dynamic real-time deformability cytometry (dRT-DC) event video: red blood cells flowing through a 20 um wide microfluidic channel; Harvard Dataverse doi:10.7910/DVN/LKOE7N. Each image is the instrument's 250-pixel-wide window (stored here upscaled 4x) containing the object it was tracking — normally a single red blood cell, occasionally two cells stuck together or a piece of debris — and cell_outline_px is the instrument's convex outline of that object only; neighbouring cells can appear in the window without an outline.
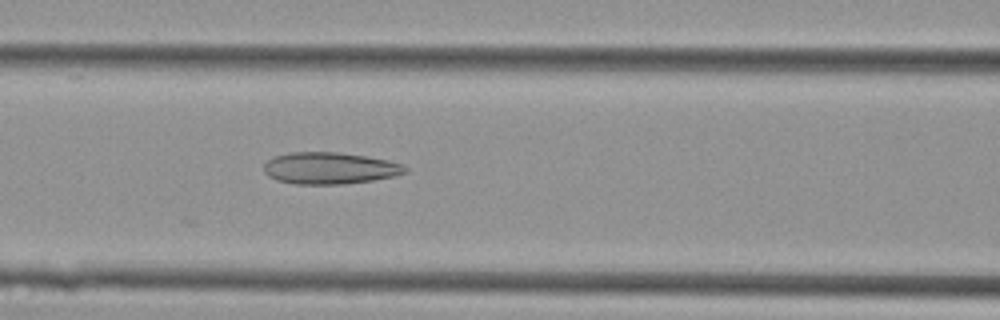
{"species": "Egyptian fruit bat (a non-hibernating species)", "species_latin": "Rousettus aegyptiacus", "temperature_condition": "cold", "stored_images_in_passage": 43, "camera_frame_rate_fps": 3000, "um_per_image_px": 0.085, "animal": {"sex": "female"}, "frame": {"image": 1, "passage_image": 18, "time_ms": 5.667, "image_size_px": [1000, 320], "cell_outline_px": [[408, 172], [396, 176], [372, 180], [344, 184], [296, 184], [276, 180], [268, 176], [264, 172], [264, 164], [268, 160], [276, 156], [288, 152], [336, 152], [364, 156], [388, 160], [404, 164], [408, 168]], "centroid_in_image_um": [28.05, 14.3], "position_along_channel_um": 138.6, "area_um2": 26.24}}
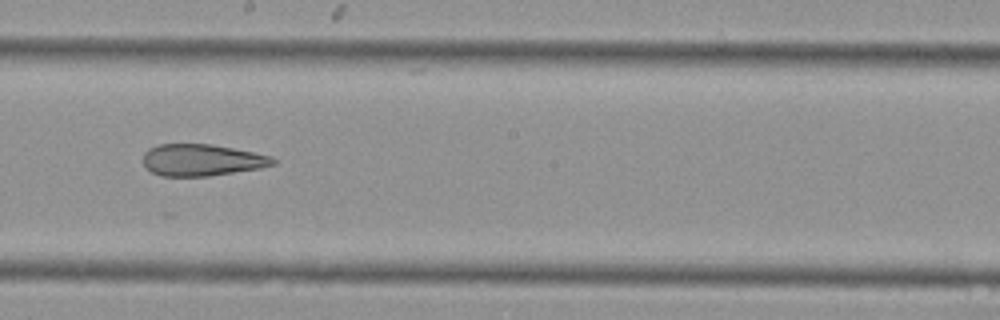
{"frame": {"image": 2, "passage_image": 24, "time_ms": 7.667, "image_size_px": [1000, 320], "cell_outline_px": [[276, 164], [260, 168], [208, 176], [160, 176], [144, 168], [144, 152], [148, 148], [156, 144], [212, 144], [272, 156], [276, 160]], "centroid_in_image_um": [17.12, 13.6], "position_along_channel_um": 231.1, "area_um2": 24.1}}
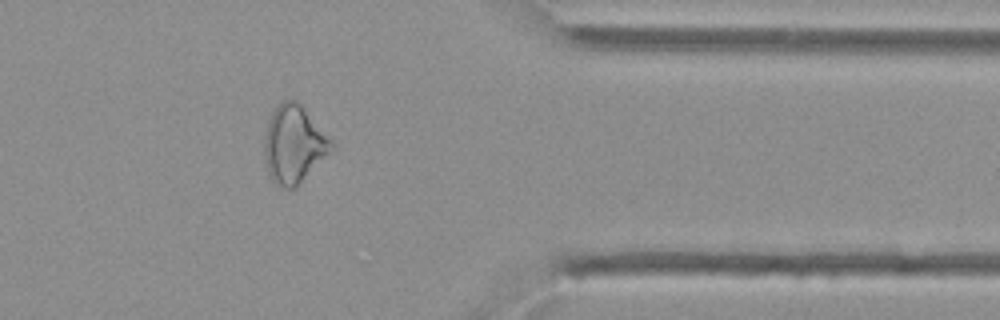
{"frame": {"image": 3, "passage_image": 35, "time_ms": 11.333, "image_size_px": [1000, 320], "cell_outline_px": [[336, 144], [296, 188], [284, 188], [276, 184], [272, 180], [268, 172], [264, 156], [264, 136], [268, 116], [276, 104], [284, 100], [296, 100], [304, 108]], "centroid_in_image_um": [24.94, 12.24], "position_along_channel_um": 386.5, "area_um2": 30.4}}